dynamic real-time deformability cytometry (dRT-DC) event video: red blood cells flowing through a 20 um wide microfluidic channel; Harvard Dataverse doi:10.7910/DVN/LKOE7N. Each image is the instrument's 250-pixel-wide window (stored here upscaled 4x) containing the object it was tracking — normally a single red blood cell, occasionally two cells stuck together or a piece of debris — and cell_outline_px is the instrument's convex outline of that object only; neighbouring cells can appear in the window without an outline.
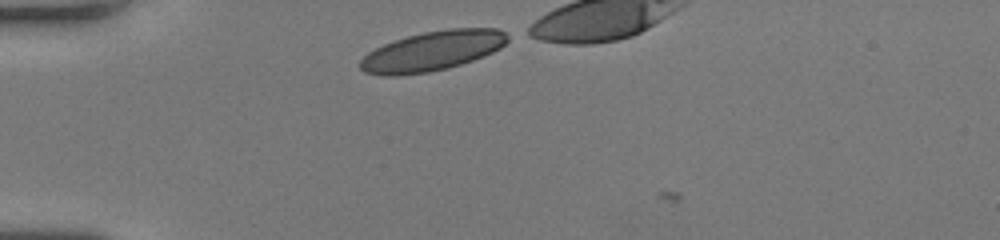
{"species": "human", "species_latin": "Homo sapiens", "temperature_condition": "room temperature", "stored_images_in_passage": 29, "camera_frame_rate_fps": 3000, "um_per_image_px": 0.085, "donor": {"sex": "female"}, "frame": {"image": 1, "passage_image": 1, "time_ms": 0.0, "image_size_px": [1000, 240], "cell_outline_px": [[512, 36], [500, 48], [484, 56], [448, 68], [428, 72], [396, 76], [384, 76], [364, 72], [360, 68], [360, 60], [368, 52], [384, 44], [408, 36], [424, 32], [448, 28], [496, 28]], "centroid_in_image_um": [36.76, 4.33], "position_along_channel_um": 48.2, "area_um2": 34.04}}
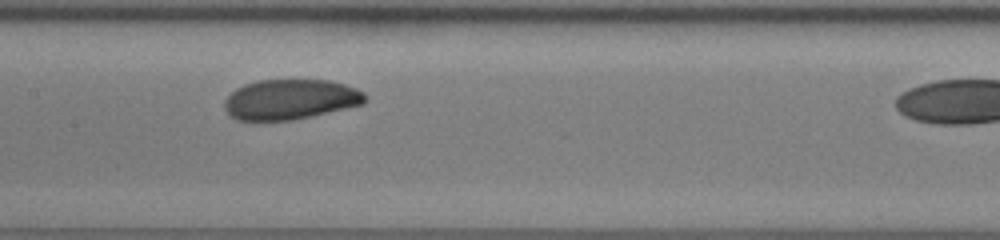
{"frame": {"image": 2, "passage_image": 13, "time_ms": 4.0, "image_size_px": [1000, 240], "cell_outline_px": [[368, 100], [364, 104], [292, 120], [236, 120], [228, 116], [224, 108], [224, 100], [236, 88], [244, 84], [260, 80], [328, 80], [344, 84], [356, 88], [364, 92], [368, 96]], "centroid_in_image_um": [24.68, 8.45], "position_along_channel_um": 182.7, "area_um2": 33.06}}
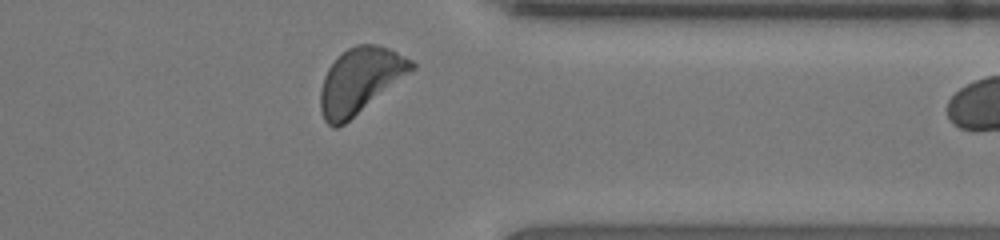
{"frame": {"image": 3, "passage_image": 28, "time_ms": 9.0, "image_size_px": [1000, 240], "cell_outline_px": [[416, 68], [344, 124], [336, 128], [332, 128], [324, 120], [320, 108], [320, 92], [324, 76], [328, 68], [348, 48], [356, 44], [376, 44], [388, 48], [412, 60], [416, 64]], "centroid_in_image_um": [30.6, 6.85], "position_along_channel_um": 380.8, "area_um2": 34.33}}